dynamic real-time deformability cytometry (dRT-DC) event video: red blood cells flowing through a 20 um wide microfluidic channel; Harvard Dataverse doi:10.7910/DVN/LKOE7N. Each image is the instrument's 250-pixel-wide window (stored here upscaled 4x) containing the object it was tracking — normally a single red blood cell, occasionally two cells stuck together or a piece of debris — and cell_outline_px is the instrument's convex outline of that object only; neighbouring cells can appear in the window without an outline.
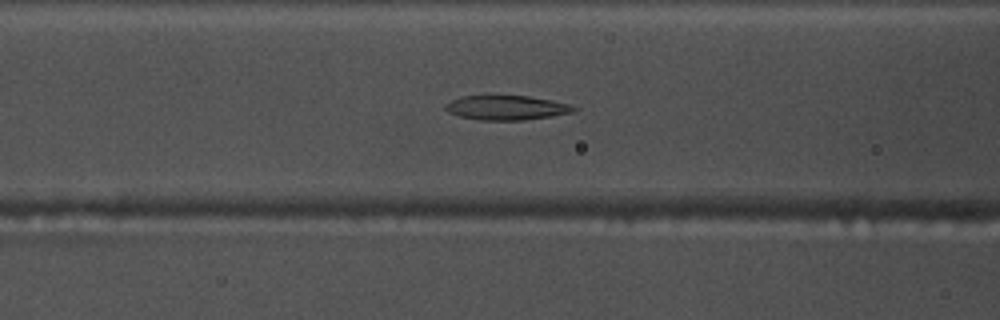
{"species": "common noctule bat (a hibernating species)", "species_latin": "Nyctalus noctula", "temperature_condition": "warm", "stored_images_in_passage": 54, "camera_frame_rate_fps": 3000, "um_per_image_px": 0.085, "animal": {"sex": "male", "body_mass_g": 17.5, "forearm_length_mm": 52.3}, "frame": {"image": 1, "passage_image": 21, "time_ms": 6.667, "image_size_px": [1000, 320], "cell_outline_px": [[576, 108], [572, 112], [552, 116], [520, 120], [480, 120], [460, 116], [448, 112], [444, 108], [444, 104], [460, 96], [528, 96], [552, 100], [568, 104]], "centroid_in_image_um": [43.0, 9.15], "position_along_channel_um": 123.6, "area_um2": 18.09}}
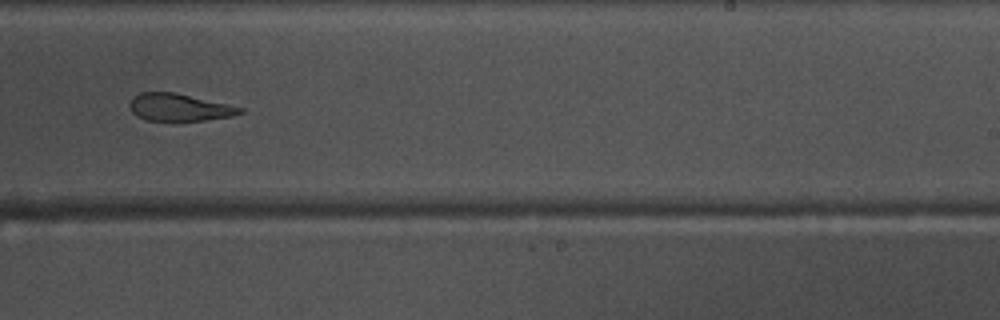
{"frame": {"image": 2, "passage_image": 33, "time_ms": 10.667, "image_size_px": [1000, 320], "cell_outline_px": [[244, 112], [232, 116], [204, 120], [144, 120], [136, 116], [132, 112], [128, 104], [132, 96], [140, 92], [176, 92], [228, 104], [244, 108]], "centroid_in_image_um": [15.2, 9.11], "position_along_channel_um": 273.8, "area_um2": 17.69}}
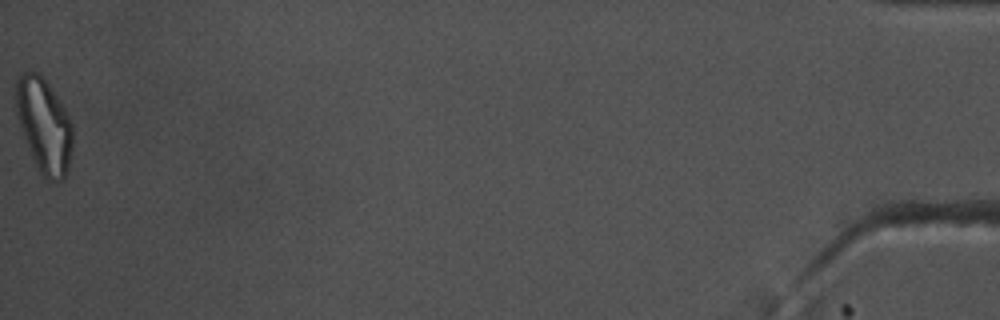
{"frame": {"image": 3, "passage_image": 54, "time_ms": 17.667, "image_size_px": [1000, 320], "cell_outline_px": [[72, 148], [68, 164], [64, 176], [56, 184], [48, 180], [40, 172], [32, 156], [24, 136], [16, 112], [16, 80], [24, 72], [36, 72], [48, 84], [64, 108], [72, 124]], "centroid_in_image_um": [3.75, 10.68], "position_along_channel_um": 431.5, "area_um2": 30.4}, "authors_computed_cell_mechanics": {"area_um2": 20.6346, "velocity_mm_per_s": 3.7626, "shape_relaxation_time_tau1_ms": null, "shape_relaxation_time_tau2_ms": 3.2069, "deformation_change_tau1": null, "deformation_change_tau2": 0.1232}}